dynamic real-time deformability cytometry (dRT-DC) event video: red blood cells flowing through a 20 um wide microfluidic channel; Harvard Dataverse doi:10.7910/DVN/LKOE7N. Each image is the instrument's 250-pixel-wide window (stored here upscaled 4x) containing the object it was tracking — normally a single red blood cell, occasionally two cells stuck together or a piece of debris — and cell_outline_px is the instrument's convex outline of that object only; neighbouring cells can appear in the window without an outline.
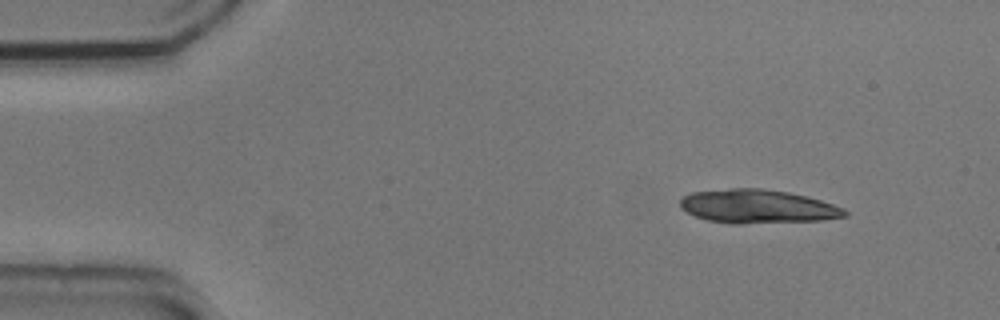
{"species": "common noctule bat (a hibernating species)", "species_latin": "Nyctalus noctula", "temperature_condition": "cold", "stored_images_in_passage": 12, "camera_frame_rate_fps": 3000, "um_per_image_px": 0.085, "animal": {"sex": "male", "body_mass_g": 20.5, "forearm_length_mm": 52.5}, "frame": {"image": 1, "passage_image": 1, "time_ms": 0.0, "image_size_px": [1000, 320], "cell_outline_px": [[848, 216], [824, 220], [740, 224], [732, 224], [708, 220], [696, 216], [680, 208], [680, 200], [684, 196], [692, 192], [728, 188], [764, 188], [788, 192], [820, 200], [844, 208], [848, 212]], "centroid_in_image_um": [64.4, 17.55], "position_along_channel_um": 20.6, "area_um2": 32.43}}